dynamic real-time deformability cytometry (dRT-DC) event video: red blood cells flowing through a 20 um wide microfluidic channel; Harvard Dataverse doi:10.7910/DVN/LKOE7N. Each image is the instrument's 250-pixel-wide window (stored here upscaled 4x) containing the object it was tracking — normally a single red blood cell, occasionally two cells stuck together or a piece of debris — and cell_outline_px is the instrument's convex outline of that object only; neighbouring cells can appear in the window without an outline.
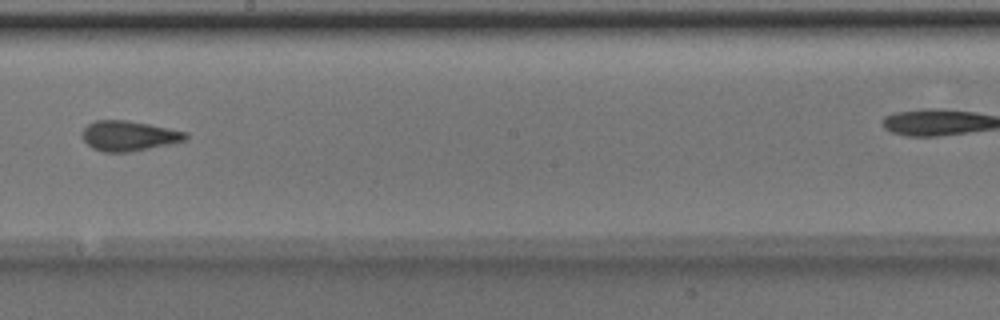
{"species": "Egyptian fruit bat (a non-hibernating species)", "species_latin": "Rousettus aegyptiacus", "temperature_condition": "room temperature", "stored_images_in_passage": 9, "segment_of_instrument_passage": [1, 2], "camera_frame_rate_fps": 3000, "um_per_image_px": 0.085, "animal": {"sex": "male"}, "frame": {"image": 1, "passage_image": 8, "time_ms": 2.333, "image_size_px": [1000, 320], "cell_outline_px": [[188, 136], [184, 140], [168, 144], [128, 152], [104, 152], [92, 148], [84, 140], [84, 128], [88, 124], [96, 120], [124, 120], [148, 124], [188, 132]], "centroid_in_image_um": [10.94, 11.54], "position_along_channel_um": 237.3, "area_um2": 17.74}}